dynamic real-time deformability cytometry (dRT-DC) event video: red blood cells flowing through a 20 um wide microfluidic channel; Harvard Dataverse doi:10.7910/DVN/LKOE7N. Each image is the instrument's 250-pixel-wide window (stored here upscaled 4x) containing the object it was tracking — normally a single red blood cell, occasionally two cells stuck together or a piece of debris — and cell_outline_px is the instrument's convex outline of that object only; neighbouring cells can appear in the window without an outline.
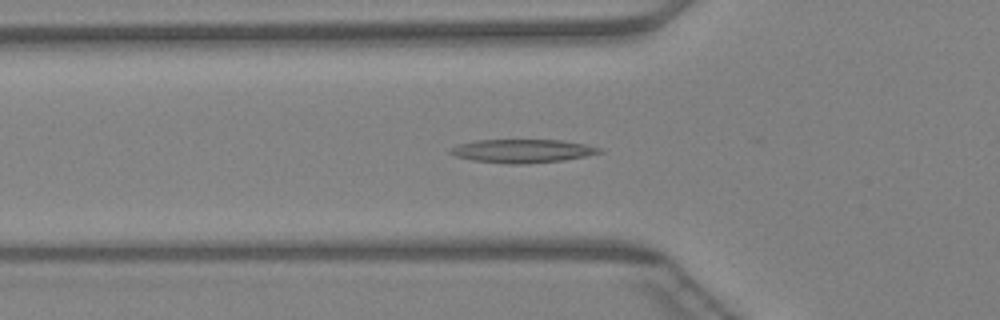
{"species": "Egyptian fruit bat (a non-hibernating species)", "species_latin": "Rousettus aegyptiacus", "temperature_condition": "warm", "stored_images_in_passage": 36, "camera_frame_rate_fps": 3000, "um_per_image_px": 0.085, "animal": {"sex": "female"}, "frame": {"image": 1, "passage_image": 5, "time_ms": 1.333, "image_size_px": [1000, 320], "cell_outline_px": [[604, 152], [564, 160], [524, 164], [508, 164], [472, 160], [456, 156], [448, 152], [452, 148], [460, 144], [476, 140], [560, 140], [584, 144], [604, 148]], "centroid_in_image_um": [44.44, 12.83], "position_along_channel_um": 81.4, "area_um2": 20.29}}
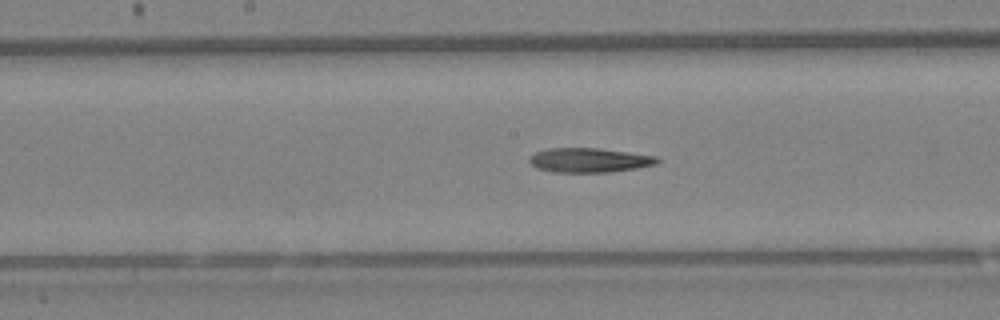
{"frame": {"image": 2, "passage_image": 13, "time_ms": 4.0, "image_size_px": [1000, 320], "cell_outline_px": [[660, 160], [656, 164], [636, 168], [608, 172], [552, 172], [536, 168], [528, 160], [536, 152], [548, 148], [600, 148], [656, 156]], "centroid_in_image_um": [50.08, 13.61], "position_along_channel_um": 198.1, "area_um2": 18.09}}
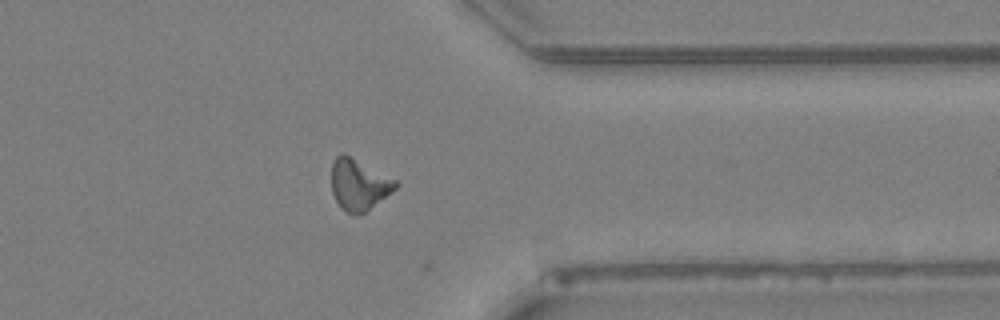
{"frame": {"image": 3, "passage_image": 26, "time_ms": 8.333, "image_size_px": [1000, 320], "cell_outline_px": [[400, 184], [396, 188], [364, 212], [356, 216], [348, 212], [336, 200], [332, 192], [332, 160], [340, 152], [344, 152], [396, 180]], "centroid_in_image_um": [30.48, 15.64], "position_along_channel_um": 380.9, "area_um2": 18.84}}